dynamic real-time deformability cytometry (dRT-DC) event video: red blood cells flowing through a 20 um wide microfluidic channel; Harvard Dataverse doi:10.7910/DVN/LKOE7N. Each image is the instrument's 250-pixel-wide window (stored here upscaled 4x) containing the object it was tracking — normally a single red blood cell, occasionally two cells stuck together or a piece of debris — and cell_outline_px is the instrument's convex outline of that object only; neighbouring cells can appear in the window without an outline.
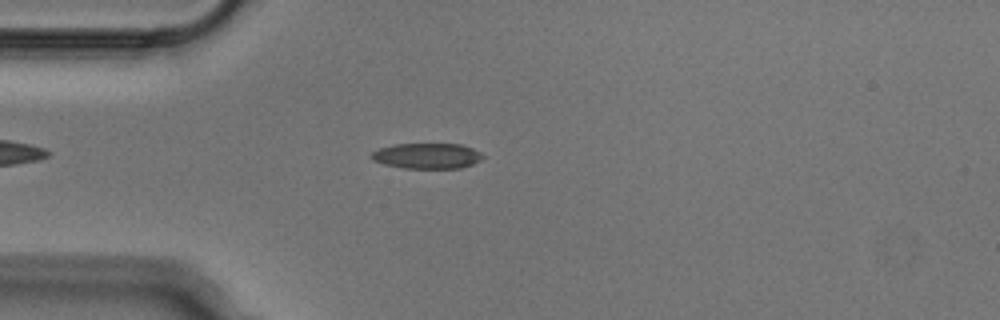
{"species": "Egyptian fruit bat (a non-hibernating species)", "species_latin": "Rousettus aegyptiacus", "temperature_condition": "cold", "stored_images_in_passage": 46, "camera_frame_rate_fps": 3000, "um_per_image_px": 0.085, "animal": {"sex": "male"}, "frame": {"image": 1, "passage_image": 8, "time_ms": 2.333, "image_size_px": [1000, 320], "cell_outline_px": [[484, 156], [480, 160], [472, 164], [460, 168], [404, 168], [384, 164], [372, 160], [368, 156], [372, 152], [380, 148], [396, 144], [460, 144], [472, 148], [480, 152]], "centroid_in_image_um": [36.28, 13.25], "position_along_channel_um": 48.7, "area_um2": 16.53}}
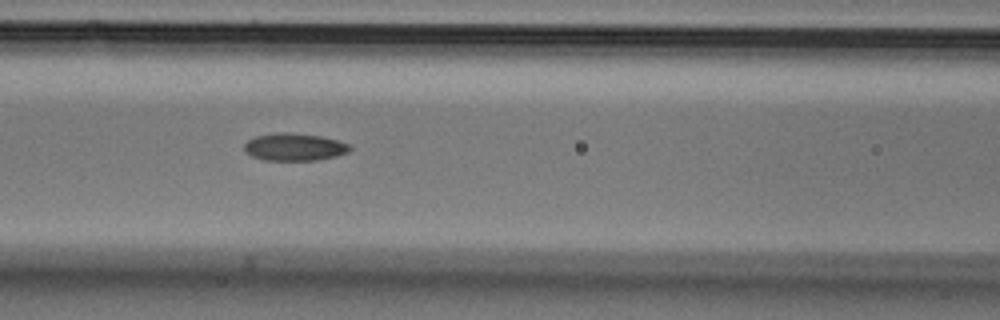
{"frame": {"image": 2, "passage_image": 16, "time_ms": 5.0, "image_size_px": [1000, 320], "cell_outline_px": [[352, 148], [348, 152], [336, 156], [316, 160], [264, 160], [252, 156], [244, 152], [244, 144], [248, 140], [256, 136], [276, 132], [288, 132], [320, 136], [336, 140], [348, 144]], "centroid_in_image_um": [24.99, 12.49], "position_along_channel_um": 141.6, "area_um2": 16.88}}
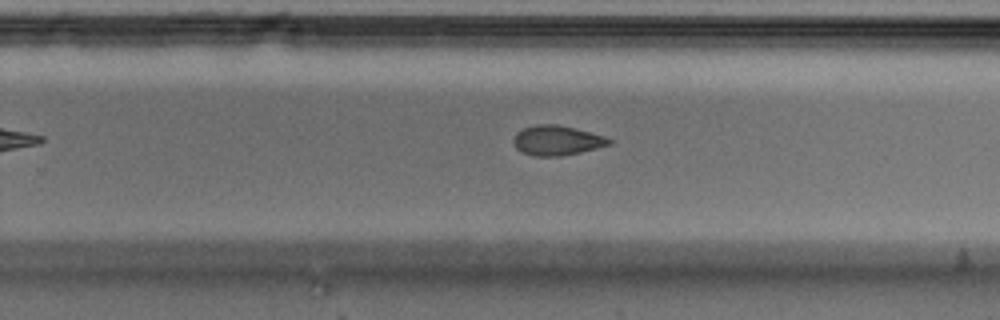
{"frame": {"image": 3, "passage_image": 27, "time_ms": 8.667, "image_size_px": [1000, 320], "cell_outline_px": [[612, 144], [580, 152], [560, 156], [536, 156], [524, 152], [516, 148], [512, 140], [516, 132], [524, 128], [536, 124], [556, 124], [576, 128], [604, 136], [612, 140]], "centroid_in_image_um": [47.33, 11.92], "position_along_channel_um": 282.5, "area_um2": 16.53}}